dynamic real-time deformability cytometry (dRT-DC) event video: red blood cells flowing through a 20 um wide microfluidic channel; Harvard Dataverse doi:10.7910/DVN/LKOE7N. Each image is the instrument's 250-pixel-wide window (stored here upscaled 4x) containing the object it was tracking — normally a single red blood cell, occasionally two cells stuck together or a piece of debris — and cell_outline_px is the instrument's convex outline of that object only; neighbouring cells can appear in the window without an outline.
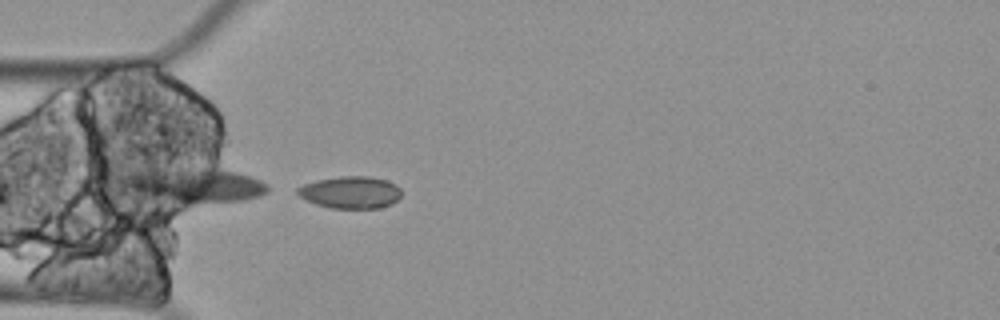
{"species": "Egyptian fruit bat (a non-hibernating species)", "species_latin": "Rousettus aegyptiacus", "temperature_condition": "cold", "stored_images_in_passage": 18, "segment_of_instrument_passage": [2, 2], "camera_frame_rate_fps": 3000, "um_per_image_px": 0.085, "animal": {"sex": "female"}, "frame": {"image": 1, "passage_image": 18, "time_ms": 5.667, "image_size_px": [1000, 320], "cell_outline_px": [[400, 196], [392, 204], [380, 208], [332, 208], [316, 204], [300, 196], [296, 192], [296, 188], [304, 184], [316, 180], [340, 176], [368, 176], [388, 180], [396, 184], [400, 188]], "centroid_in_image_um": [29.81, 16.34], "position_along_channel_um": 55.2, "area_um2": 19.48}}